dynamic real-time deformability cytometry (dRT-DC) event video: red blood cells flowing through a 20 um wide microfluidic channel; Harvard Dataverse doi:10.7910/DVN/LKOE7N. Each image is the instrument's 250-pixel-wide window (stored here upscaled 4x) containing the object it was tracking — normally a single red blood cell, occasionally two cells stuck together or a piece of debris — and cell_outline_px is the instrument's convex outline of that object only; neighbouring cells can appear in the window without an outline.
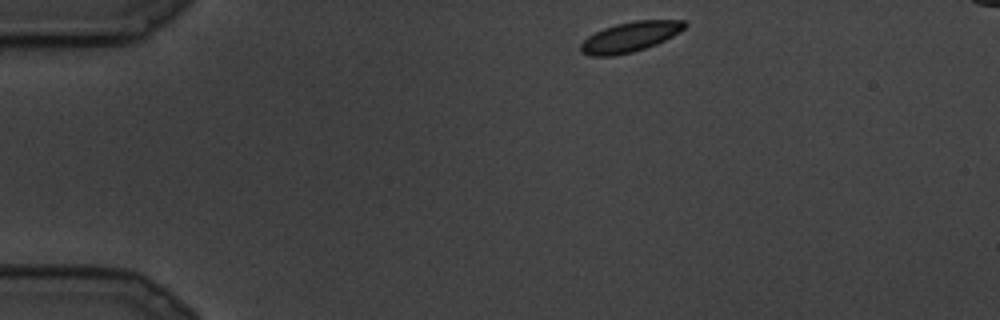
{"species": "common noctule bat (a hibernating species)", "species_latin": "Nyctalus noctula", "temperature_condition": "cold", "stored_images_in_passage": 8, "camera_frame_rate_fps": 3000, "um_per_image_px": 0.085, "animal": {"sex": "male", "body_mass_g": 19.5, "forearm_length_mm": 54.6}, "frame": {"image": 1, "passage_image": 1, "time_ms": 0.0, "image_size_px": [1000, 320], "cell_outline_px": [[688, 24], [684, 28], [672, 36], [656, 44], [632, 52], [612, 56], [592, 56], [580, 52], [580, 44], [588, 36], [604, 28], [616, 24], [636, 20], [684, 20]], "centroid_in_image_um": [53.54, 3.13], "position_along_channel_um": 31.5, "area_um2": 18.03}}
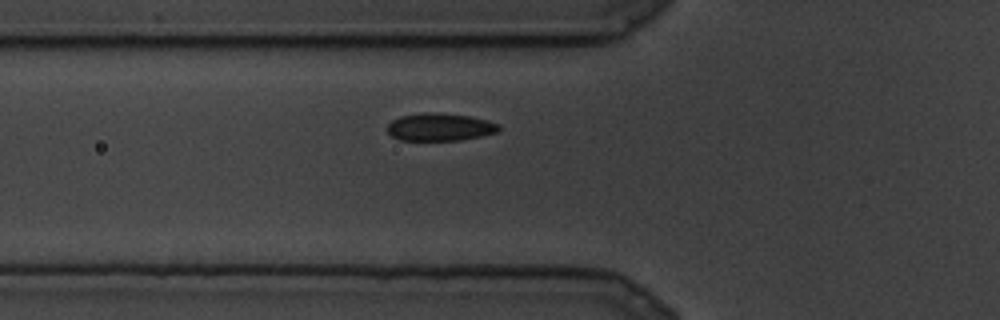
{"frame": {"image": 2, "passage_image": 6, "time_ms": 1.667, "image_size_px": [1000, 320], "cell_outline_px": [[500, 128], [496, 132], [480, 136], [460, 140], [400, 140], [392, 136], [388, 132], [388, 124], [392, 120], [400, 116], [428, 112], [432, 112], [468, 116], [488, 120], [500, 124]], "centroid_in_image_um": [37.39, 10.8], "position_along_channel_um": 88.4, "area_um2": 17.8}}
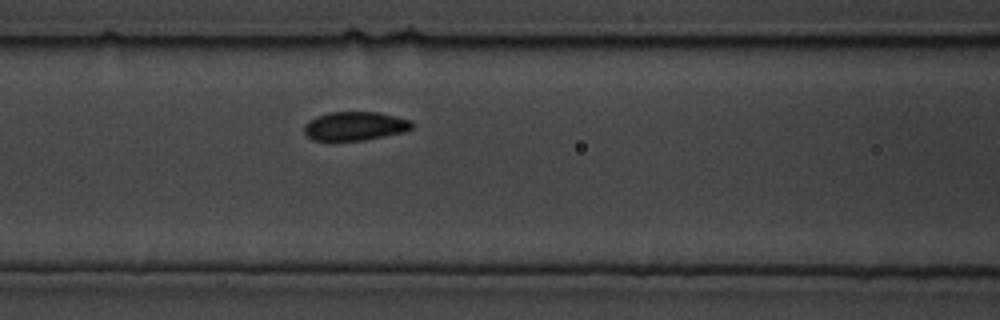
{"frame": {"image": 3, "passage_image": 8, "time_ms": 2.333, "image_size_px": [1000, 320], "cell_outline_px": [[412, 128], [404, 132], [384, 136], [360, 140], [312, 140], [304, 132], [304, 124], [308, 120], [316, 116], [328, 112], [376, 112], [396, 116], [412, 120]], "centroid_in_image_um": [30.15, 10.7], "position_along_channel_um": 136.5, "area_um2": 18.03}}